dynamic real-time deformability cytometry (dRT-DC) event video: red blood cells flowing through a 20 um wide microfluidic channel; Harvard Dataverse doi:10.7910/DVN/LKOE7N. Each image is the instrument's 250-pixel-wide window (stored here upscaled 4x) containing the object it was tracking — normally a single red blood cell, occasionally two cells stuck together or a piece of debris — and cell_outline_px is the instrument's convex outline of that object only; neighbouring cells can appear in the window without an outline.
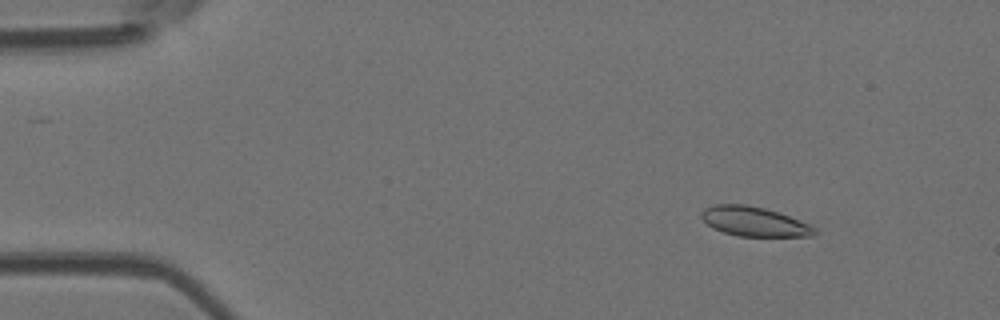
{"species": "Egyptian fruit bat (a non-hibernating species)", "species_latin": "Rousettus aegyptiacus", "temperature_condition": "room temperature", "stored_images_in_passage": 6, "camera_frame_rate_fps": 3000, "um_per_image_px": 0.085, "animal": {"sex": "female"}, "frame": {"image": 1, "passage_image": 2, "time_ms": 1.333, "image_size_px": [1000, 320], "cell_outline_px": [[816, 236], [736, 236], [712, 228], [700, 216], [700, 212], [704, 208], [716, 204], [744, 204], [764, 208], [788, 216], [808, 224], [816, 228]], "centroid_in_image_um": [64.07, 18.83], "position_along_channel_um": 20.9, "area_um2": 19.31}}
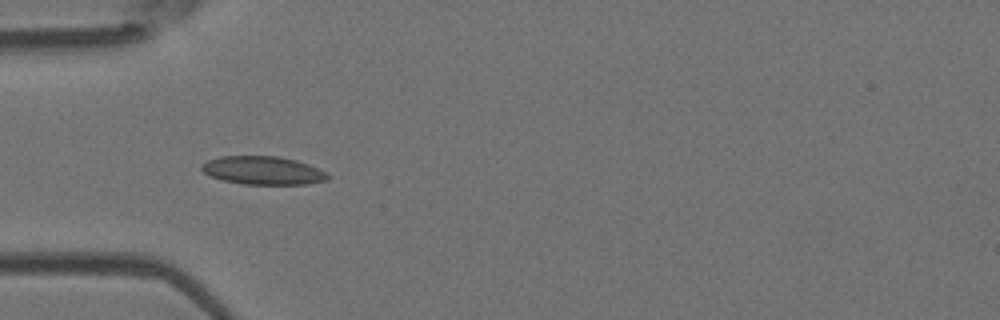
{"frame": {"image": 2, "passage_image": 5, "time_ms": 4.667, "image_size_px": [1000, 320], "cell_outline_px": [[332, 176], [328, 180], [308, 184], [244, 184], [224, 180], [212, 176], [204, 172], [200, 168], [200, 164], [208, 160], [220, 156], [276, 156], [296, 160], [308, 164]], "centroid_in_image_um": [22.36, 14.48], "position_along_channel_um": 62.6, "area_um2": 20.69}}
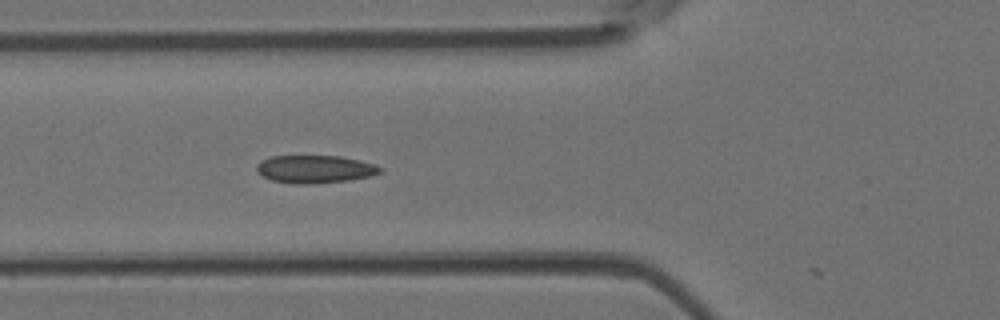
{"frame": {"image": 3, "passage_image": 6, "time_ms": 5.667, "image_size_px": [1000, 320], "cell_outline_px": [[384, 168], [380, 172], [368, 176], [348, 180], [308, 184], [296, 184], [272, 180], [256, 172], [256, 164], [260, 160], [272, 156], [340, 156], [360, 160], [376, 164]], "centroid_in_image_um": [26.75, 14.36], "position_along_channel_um": 99.0, "area_um2": 20.0}}